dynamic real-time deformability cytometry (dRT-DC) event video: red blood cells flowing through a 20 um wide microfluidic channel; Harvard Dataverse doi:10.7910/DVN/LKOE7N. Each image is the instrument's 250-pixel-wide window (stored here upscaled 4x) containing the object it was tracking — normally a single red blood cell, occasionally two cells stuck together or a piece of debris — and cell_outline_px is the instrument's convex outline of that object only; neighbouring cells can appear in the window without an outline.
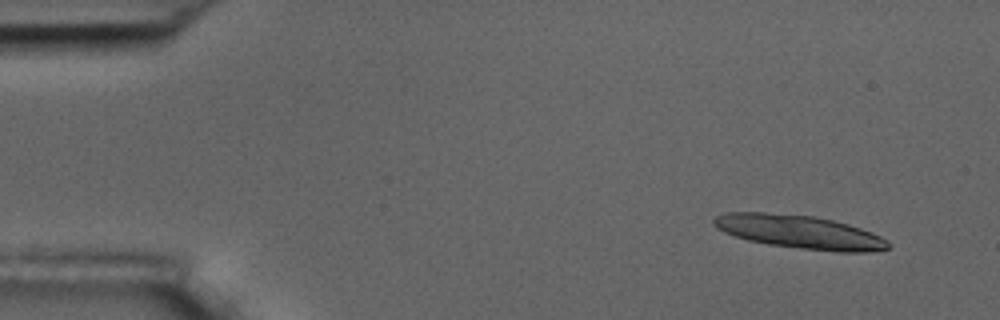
{"species": "common noctule bat (a hibernating species)", "species_latin": "Nyctalus noctula", "temperature_condition": "room temperature", "stored_images_in_passage": 5, "camera_frame_rate_fps": 3000, "um_per_image_px": 0.085, "animal": {"sex": "male", "body_mass_g": 17.5, "forearm_length_mm": 52.3}, "frame": {"image": 1, "passage_image": 1, "time_ms": 0.0, "image_size_px": [1000, 320], "cell_outline_px": [[892, 244], [888, 248], [872, 252], [836, 252], [800, 248], [768, 244], [748, 240], [724, 232], [716, 228], [712, 224], [712, 220], [716, 216], [724, 212], [764, 212], [812, 216], [832, 220], [848, 224], [872, 232], [888, 240]], "centroid_in_image_um": [67.96, 19.71], "position_along_channel_um": 17.0, "area_um2": 34.04}}
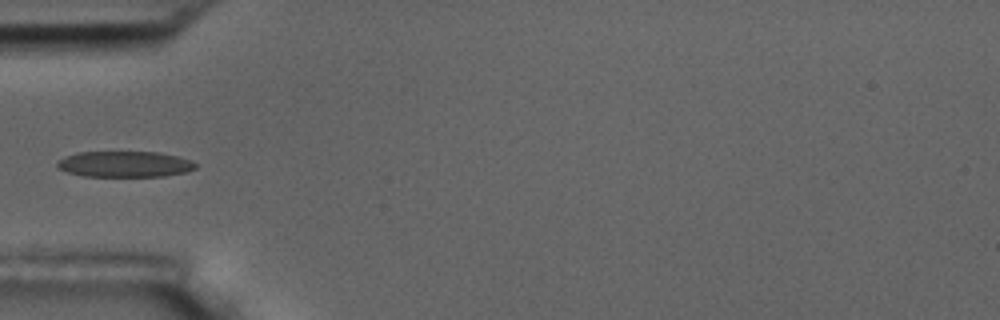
{"frame": {"image": 2, "passage_image": 5, "time_ms": 4.667, "image_size_px": [1000, 320], "cell_outline_px": [[196, 168], [188, 172], [164, 176], [84, 176], [68, 172], [56, 168], [56, 160], [64, 156], [76, 152], [160, 152], [192, 160], [196, 164]], "centroid_in_image_um": [10.57, 13.95], "position_along_channel_um": 74.4, "area_um2": 21.1}}